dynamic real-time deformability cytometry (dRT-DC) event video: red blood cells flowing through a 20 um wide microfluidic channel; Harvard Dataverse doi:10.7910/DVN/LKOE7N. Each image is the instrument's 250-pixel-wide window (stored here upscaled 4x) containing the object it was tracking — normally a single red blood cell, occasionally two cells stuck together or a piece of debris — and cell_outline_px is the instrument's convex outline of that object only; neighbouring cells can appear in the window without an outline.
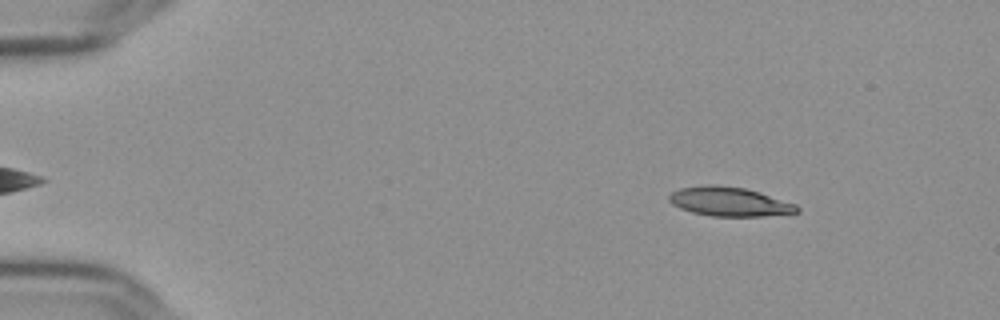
{"species": "Egyptian fruit bat (a non-hibernating species)", "species_latin": "Rousettus aegyptiacus", "temperature_condition": "cold", "stored_images_in_passage": 53, "camera_frame_rate_fps": 3000, "um_per_image_px": 0.085, "frame": {"image": 1, "passage_image": 5, "time_ms": 1.333, "image_size_px": [1000, 320], "cell_outline_px": [[800, 212], [764, 216], [712, 216], [692, 212], [680, 208], [672, 204], [668, 200], [668, 196], [672, 192], [680, 188], [704, 184], [716, 184], [744, 188], [760, 192], [796, 204], [800, 208]], "centroid_in_image_um": [61.99, 17.13], "position_along_channel_um": 23.0, "area_um2": 21.85}}
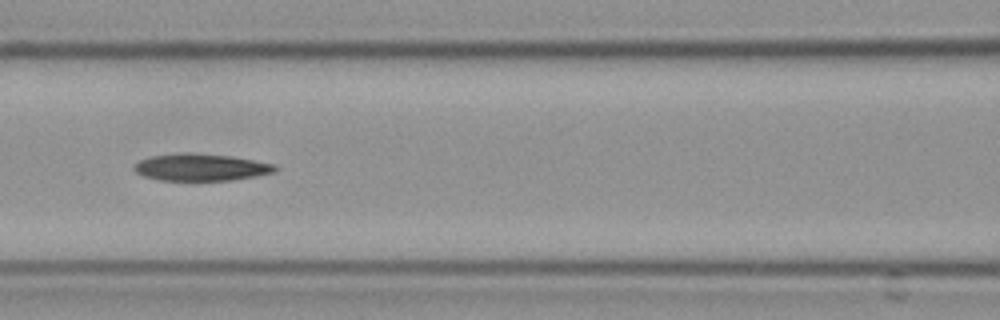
{"frame": {"image": 2, "passage_image": 23, "time_ms": 7.333, "image_size_px": [1000, 320], "cell_outline_px": [[276, 172], [256, 176], [232, 180], [160, 180], [144, 176], [136, 172], [132, 168], [140, 160], [152, 156], [184, 152], [188, 152], [228, 156], [276, 164]], "centroid_in_image_um": [17.08, 14.22], "position_along_channel_um": 149.5, "area_um2": 22.02}}
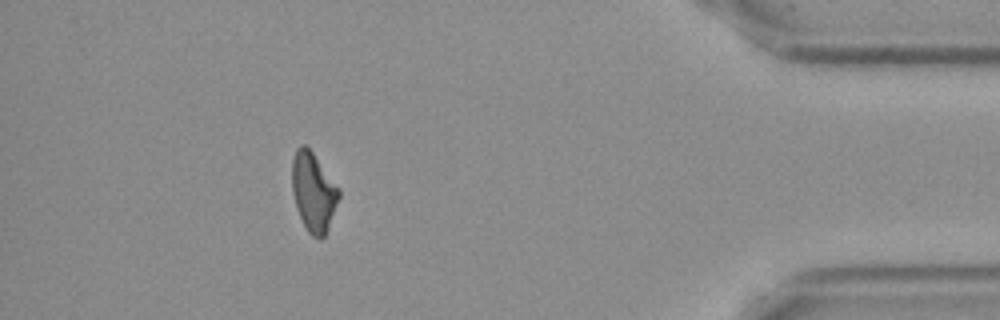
{"frame": {"image": 3, "passage_image": 48, "time_ms": 15.667, "image_size_px": [1000, 320], "cell_outline_px": [[340, 196], [328, 228], [324, 236], [320, 240], [312, 236], [308, 232], [296, 208], [292, 192], [292, 160], [296, 148], [300, 144], [304, 144], [312, 152], [340, 188]], "centroid_in_image_um": [26.64, 16.31], "position_along_channel_um": 408.6, "area_um2": 21.56}, "authors_computed_cell_mechanics": {"area_um2": 22.0218, "velocity_mm_per_s": 3.6442, "shape_relaxation_time_tau1_ms": 9.6376, "shape_relaxation_time_tau2_ms": null, "deformation_change_tau1": 0.2317, "deformation_change_tau2": null}}